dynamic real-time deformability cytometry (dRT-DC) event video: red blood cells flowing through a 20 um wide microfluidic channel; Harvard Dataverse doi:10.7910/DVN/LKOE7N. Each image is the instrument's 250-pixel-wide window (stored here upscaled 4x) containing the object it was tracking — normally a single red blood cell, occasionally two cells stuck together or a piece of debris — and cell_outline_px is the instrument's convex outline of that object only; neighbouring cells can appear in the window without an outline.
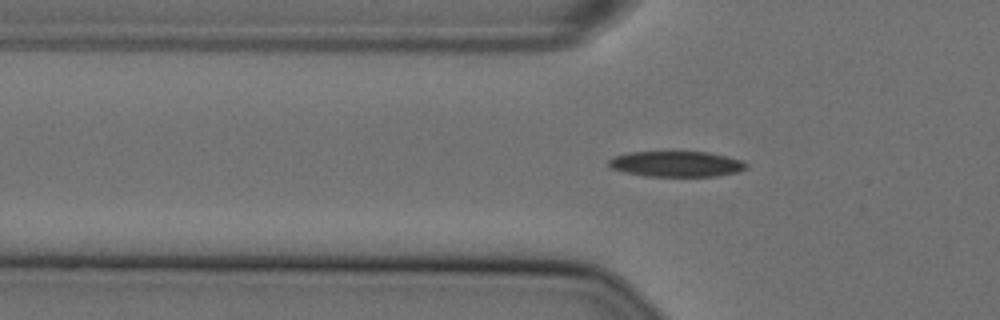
{"species": "Egyptian fruit bat (a non-hibernating species)", "species_latin": "Rousettus aegyptiacus", "temperature_condition": "cold", "stored_images_in_passage": 35, "camera_frame_rate_fps": 3000, "um_per_image_px": 0.085, "animal": {"sex": "female"}, "frame": {"image": 1, "passage_image": 7, "time_ms": 2.0, "image_size_px": [1000, 320], "cell_outline_px": [[748, 168], [736, 172], [716, 176], [644, 176], [624, 172], [612, 168], [608, 164], [608, 160], [616, 156], [628, 152], [708, 152], [728, 156], [740, 160], [748, 164]], "centroid_in_image_um": [57.5, 13.94], "position_along_channel_um": 68.3, "area_um2": 20.46}}
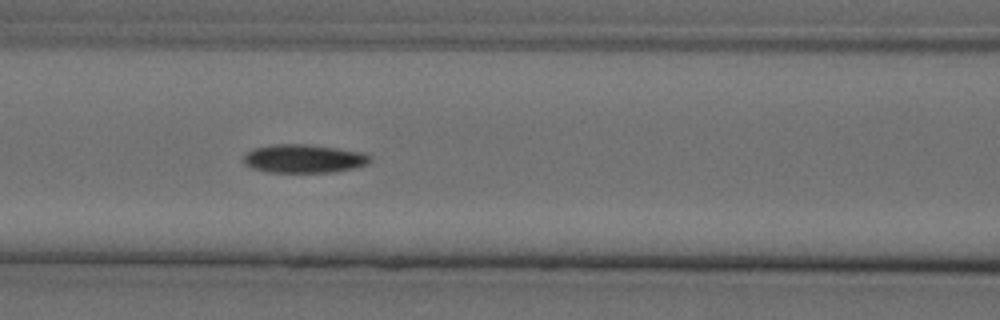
{"frame": {"image": 2, "passage_image": 13, "time_ms": 4.0, "image_size_px": [1000, 320], "cell_outline_px": [[372, 160], [368, 164], [352, 168], [332, 172], [264, 172], [252, 168], [244, 164], [244, 156], [252, 148], [272, 144], [308, 144], [364, 152]], "centroid_in_image_um": [25.79, 13.48], "position_along_channel_um": 140.8, "area_um2": 21.04}}
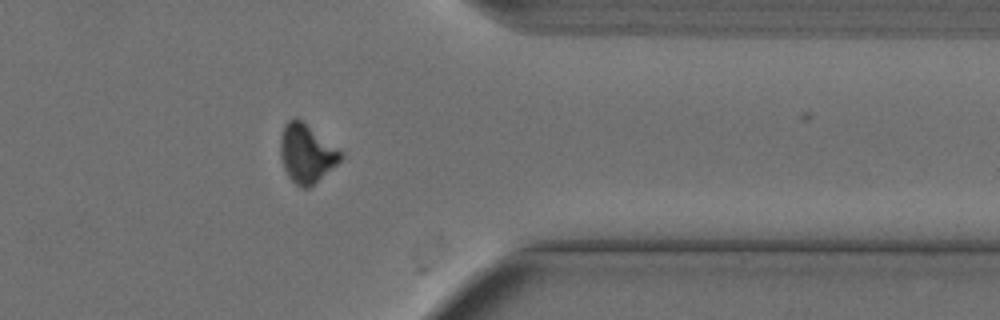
{"frame": {"image": 3, "passage_image": 34, "time_ms": 11.0, "image_size_px": [1000, 320], "cell_outline_px": [[344, 156], [336, 164], [308, 188], [300, 188], [288, 176], [284, 168], [280, 156], [280, 136], [284, 124], [288, 120], [300, 120], [344, 152]], "centroid_in_image_um": [26.04, 13.05], "position_along_channel_um": 385.4, "area_um2": 20.23}}